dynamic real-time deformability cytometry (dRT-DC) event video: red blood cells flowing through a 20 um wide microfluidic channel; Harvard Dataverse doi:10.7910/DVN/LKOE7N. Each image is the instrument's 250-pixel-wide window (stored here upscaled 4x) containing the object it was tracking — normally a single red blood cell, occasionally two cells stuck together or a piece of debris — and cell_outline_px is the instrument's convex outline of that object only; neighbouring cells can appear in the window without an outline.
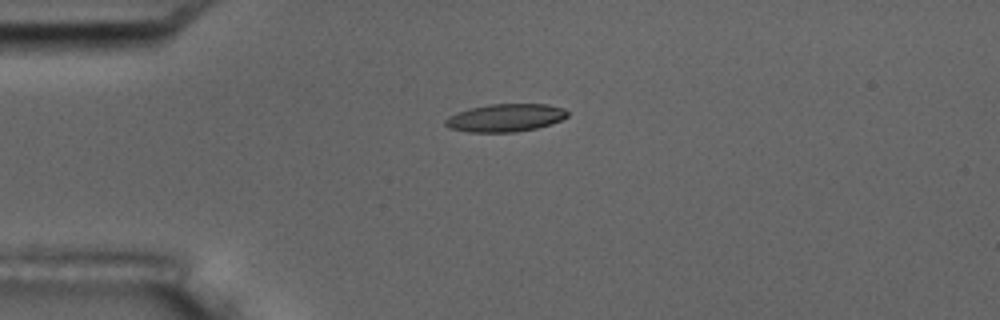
{"species": "common noctule bat (a hibernating species)", "species_latin": "Nyctalus noctula", "temperature_condition": "room temperature", "stored_images_in_passage": 2, "camera_frame_rate_fps": 3000, "um_per_image_px": 0.085, "animal": {"sex": "male", "body_mass_g": 17.5, "forearm_length_mm": 52.3}, "frame": {"image": 1, "passage_image": 1, "time_ms": 0.0, "image_size_px": [1000, 320], "cell_outline_px": [[568, 116], [560, 120], [536, 128], [516, 132], [468, 132], [448, 128], [444, 124], [444, 120], [448, 116], [456, 112], [468, 108], [488, 104], [548, 104], [564, 108], [568, 112]], "centroid_in_image_um": [42.91, 10.0], "position_along_channel_um": 42.1, "area_um2": 19.94}}